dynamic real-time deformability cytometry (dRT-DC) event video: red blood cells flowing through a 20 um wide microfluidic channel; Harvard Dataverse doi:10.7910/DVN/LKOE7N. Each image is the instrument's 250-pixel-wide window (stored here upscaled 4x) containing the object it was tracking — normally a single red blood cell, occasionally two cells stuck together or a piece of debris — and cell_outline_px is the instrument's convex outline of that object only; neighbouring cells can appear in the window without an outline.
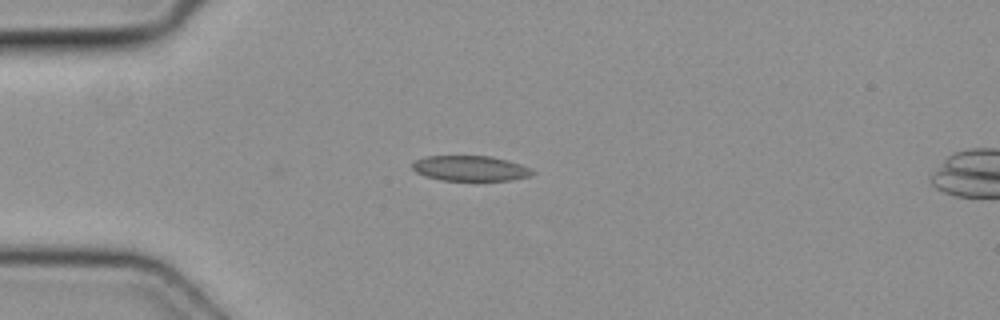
{"species": "common noctule bat (a hibernating species)", "species_latin": "Nyctalus noctula", "temperature_condition": "cold", "stored_images_in_passage": 2, "camera_frame_rate_fps": 3000, "um_per_image_px": 0.085, "animal": {"sex": "female", "body_mass_g": 19.3, "forearm_length_mm": 54.1}, "frame": {"image": 1, "passage_image": 1, "time_ms": 0.0, "image_size_px": [1000, 320], "cell_outline_px": [[536, 172], [532, 176], [512, 180], [440, 180], [416, 172], [412, 168], [412, 164], [416, 160], [428, 156], [492, 156], [508, 160], [520, 164]], "centroid_in_image_um": [40.01, 14.31], "position_along_channel_um": 45.0, "area_um2": 17.57}}